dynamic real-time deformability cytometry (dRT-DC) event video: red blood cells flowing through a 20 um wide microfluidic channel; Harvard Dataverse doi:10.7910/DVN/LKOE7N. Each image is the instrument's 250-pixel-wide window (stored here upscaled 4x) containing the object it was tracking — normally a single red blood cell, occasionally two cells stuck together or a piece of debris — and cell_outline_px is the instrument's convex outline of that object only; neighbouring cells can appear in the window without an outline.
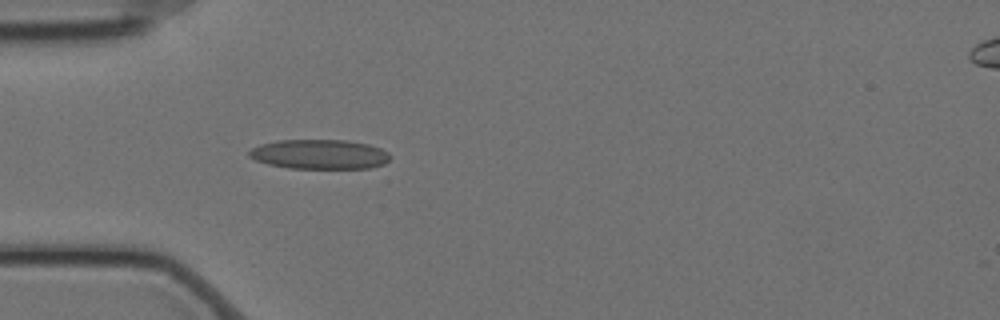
{"species": "Egyptian fruit bat (a non-hibernating species)", "species_latin": "Rousettus aegyptiacus", "temperature_condition": "cold", "stored_images_in_passage": 41, "camera_frame_rate_fps": 3000, "um_per_image_px": 0.085, "animal": {"sex": "female"}, "frame": {"image": 1, "passage_image": 1, "time_ms": 0.0, "image_size_px": [1000, 320], "cell_outline_px": [[392, 156], [384, 164], [368, 168], [288, 168], [268, 164], [256, 160], [248, 156], [248, 152], [252, 148], [260, 144], [276, 140], [344, 140], [368, 144], [380, 148], [388, 152]], "centroid_in_image_um": [27.15, 13.11], "position_along_channel_um": 57.9, "area_um2": 24.33}}
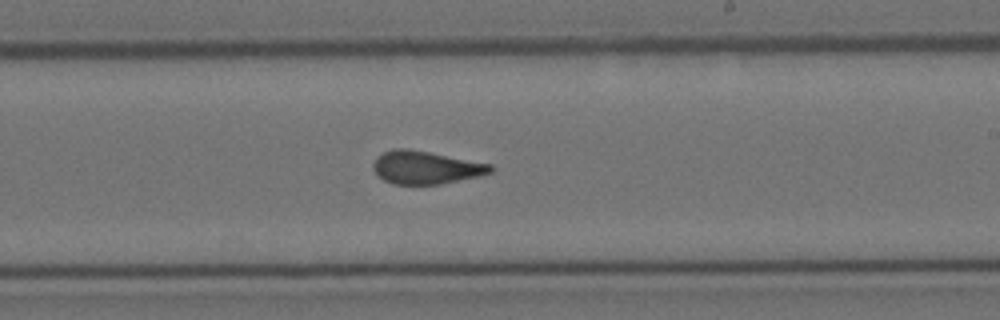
{"frame": {"image": 2, "passage_image": 18, "time_ms": 5.667, "image_size_px": [1000, 320], "cell_outline_px": [[496, 168], [492, 172], [476, 176], [440, 184], [392, 184], [376, 176], [372, 168], [372, 164], [376, 156], [392, 148], [408, 148], [492, 164]], "centroid_in_image_um": [36.14, 14.23], "position_along_channel_um": 252.9, "area_um2": 22.66}}
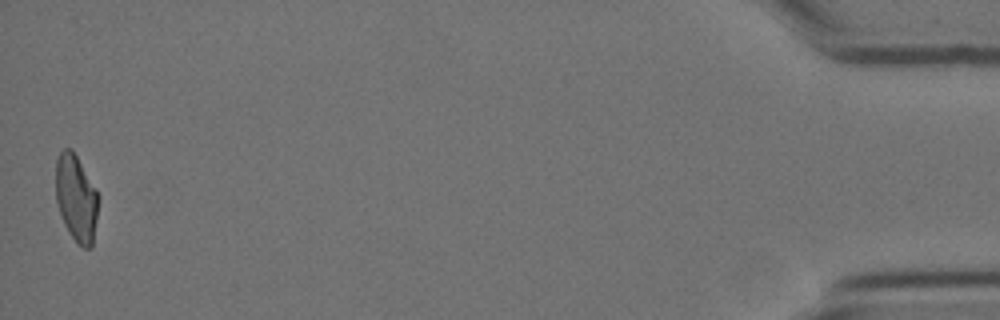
{"frame": {"image": 3, "passage_image": 41, "time_ms": 13.333, "image_size_px": [1000, 320], "cell_outline_px": [[100, 196], [92, 248], [84, 248], [68, 232], [64, 224], [56, 200], [56, 160], [60, 152], [64, 148], [72, 148]], "centroid_in_image_um": [6.49, 16.83], "position_along_channel_um": 428.7, "area_um2": 21.56}, "authors_computed_cell_mechanics": {"area_um2": 22.6576, "velocity_mm_per_s": 3.5054, "shape_relaxation_time_tau1_ms": null, "shape_relaxation_time_tau2_ms": 1.4599, "deformation_change_tau1": null, "deformation_change_tau2": 0.0895}}